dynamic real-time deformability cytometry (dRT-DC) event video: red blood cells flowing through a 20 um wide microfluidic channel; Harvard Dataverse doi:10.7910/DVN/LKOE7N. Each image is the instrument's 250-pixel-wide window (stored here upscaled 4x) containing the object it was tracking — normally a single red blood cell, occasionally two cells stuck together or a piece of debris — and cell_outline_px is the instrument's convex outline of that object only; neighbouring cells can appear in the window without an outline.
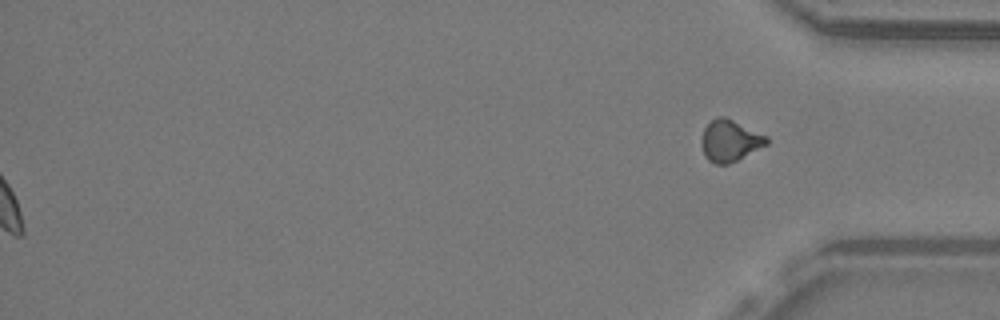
{"species": "common noctule bat (a hibernating species)", "species_latin": "Nyctalus noctula", "temperature_condition": "warm", "stored_images_in_passage": 40, "segment_of_instrument_passage": [2, 2], "camera_frame_rate_fps": 3000, "um_per_image_px": 0.085, "animal": {"sex": "male", "body_mass_g": 19.2, "forearm_length_mm": 51.8}, "frame": {"image": 1, "passage_image": 40, "time_ms": 13.0, "image_size_px": [1000, 320], "cell_outline_px": [[768, 144], [728, 164], [716, 164], [708, 160], [704, 156], [700, 140], [704, 128], [712, 120], [720, 116], [724, 116], [768, 136]], "centroid_in_image_um": [62.02, 11.96], "position_along_channel_um": 373.2, "area_um2": 15.66}}